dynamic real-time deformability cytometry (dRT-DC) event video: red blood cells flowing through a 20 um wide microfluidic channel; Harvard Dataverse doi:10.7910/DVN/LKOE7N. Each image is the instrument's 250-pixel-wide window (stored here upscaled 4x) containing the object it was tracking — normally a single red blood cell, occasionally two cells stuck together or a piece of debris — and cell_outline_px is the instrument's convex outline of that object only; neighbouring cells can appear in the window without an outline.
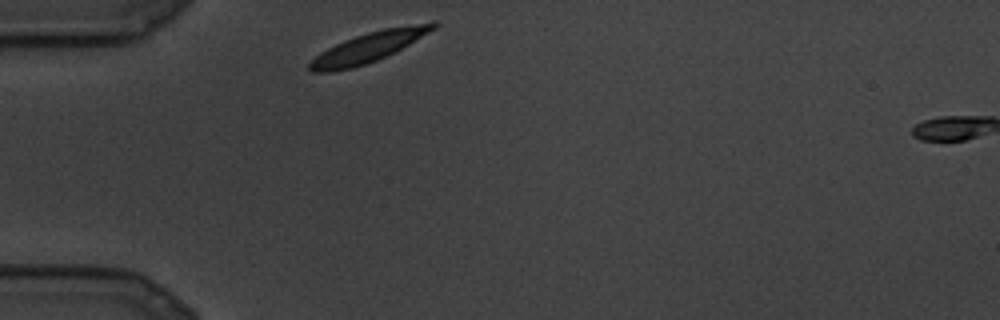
{"species": "common noctule bat (a hibernating species)", "species_latin": "Nyctalus noctula", "temperature_condition": "cold", "stored_images_in_passage": 2, "camera_frame_rate_fps": 3000, "um_per_image_px": 0.085, "animal": {"sex": "male", "body_mass_g": 19.5, "forearm_length_mm": 54.6}, "frame": {"image": 1, "passage_image": 1, "time_ms": 0.0, "image_size_px": [1000, 320], "cell_outline_px": [[440, 24], [436, 28], [408, 44], [376, 60], [352, 68], [332, 72], [312, 72], [308, 68], [308, 64], [320, 52], [344, 40], [368, 32], [384, 28], [436, 20]], "centroid_in_image_um": [31.34, 3.99], "position_along_channel_um": 53.7, "area_um2": 21.33}}